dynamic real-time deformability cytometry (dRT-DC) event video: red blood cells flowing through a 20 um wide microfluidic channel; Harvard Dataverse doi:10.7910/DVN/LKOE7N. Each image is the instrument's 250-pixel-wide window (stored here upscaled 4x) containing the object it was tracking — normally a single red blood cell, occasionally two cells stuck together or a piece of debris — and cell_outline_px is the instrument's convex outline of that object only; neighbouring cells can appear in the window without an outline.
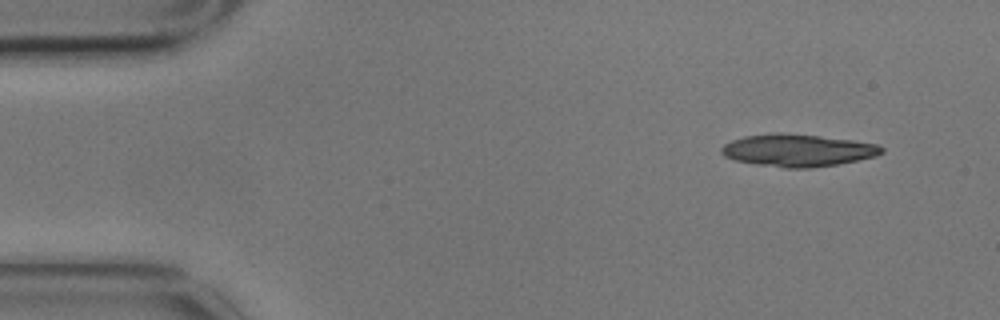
{"species": "common noctule bat (a hibernating species)", "species_latin": "Nyctalus noctula", "temperature_condition": "cold", "stored_images_in_passage": 4, "camera_frame_rate_fps": 3000, "um_per_image_px": 0.085, "animal": {"sex": "male", "body_mass_g": 17.9}, "frame": {"image": 1, "passage_image": 1, "time_ms": 0.0, "image_size_px": [1000, 320], "cell_outline_px": [[884, 152], [876, 156], [836, 164], [812, 168], [784, 168], [736, 160], [724, 156], [720, 152], [720, 148], [724, 144], [732, 140], [744, 136], [776, 132], [780, 132], [820, 136], [852, 140], [876, 144], [884, 148]], "centroid_in_image_um": [67.79, 12.77], "position_along_channel_um": 17.2, "area_um2": 30.06}}